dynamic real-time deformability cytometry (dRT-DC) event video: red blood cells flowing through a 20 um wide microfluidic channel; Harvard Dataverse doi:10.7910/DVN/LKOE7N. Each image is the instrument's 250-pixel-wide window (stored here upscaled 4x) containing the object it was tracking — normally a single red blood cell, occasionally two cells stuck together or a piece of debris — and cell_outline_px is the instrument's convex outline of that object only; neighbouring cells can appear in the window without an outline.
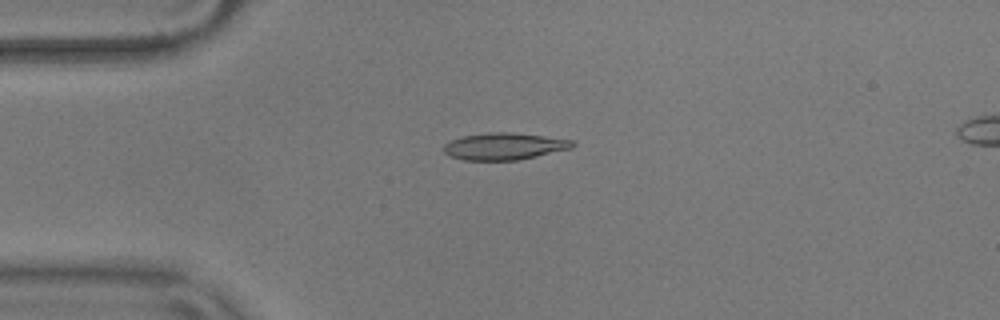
{"species": "common noctule bat (a hibernating species)", "species_latin": "Nyctalus noctula", "temperature_condition": "warm", "stored_images_in_passage": 48, "camera_frame_rate_fps": 3000, "um_per_image_px": 0.085, "animal": {"sex": "male", "body_mass_g": 17.9}, "frame": {"image": 1, "passage_image": 6, "time_ms": 1.667, "image_size_px": [1000, 320], "cell_outline_px": [[576, 144], [572, 148], [536, 156], [516, 160], [464, 160], [452, 156], [444, 152], [444, 144], [452, 140], [464, 136], [488, 132], [512, 132], [576, 140]], "centroid_in_image_um": [42.91, 12.43], "position_along_channel_um": 42.1, "area_um2": 20.11}}
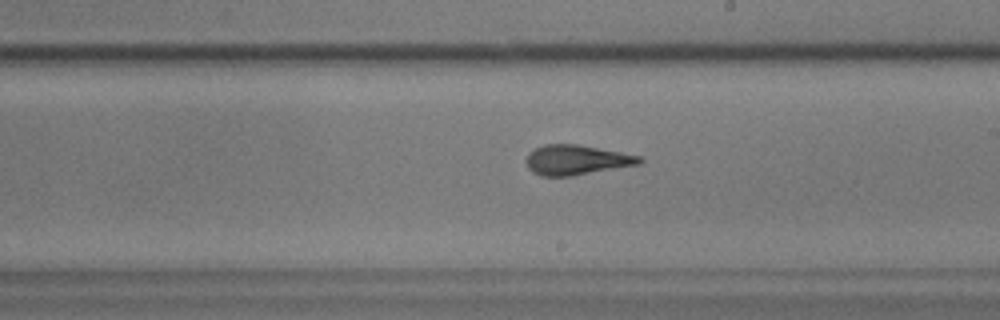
{"frame": {"image": 2, "passage_image": 24, "time_ms": 7.667, "image_size_px": [1000, 320], "cell_outline_px": [[644, 160], [640, 164], [572, 176], [540, 176], [532, 172], [528, 168], [524, 160], [528, 152], [544, 144], [576, 144], [644, 156]], "centroid_in_image_um": [48.99, 13.59], "position_along_channel_um": 240.0, "area_um2": 20.0}}
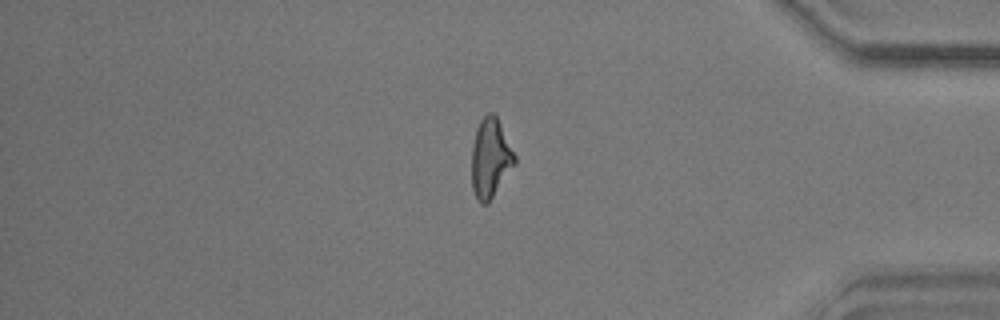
{"frame": {"image": 3, "passage_image": 39, "time_ms": 12.667, "image_size_px": [1000, 320], "cell_outline_px": [[516, 164], [488, 204], [480, 204], [472, 188], [472, 148], [476, 128], [480, 120], [488, 112], [492, 112], [496, 116], [516, 156]], "centroid_in_image_um": [41.69, 13.46], "position_along_channel_um": 393.5, "area_um2": 19.88}, "authors_computed_cell_mechanics": {"area_um2": 19.8254, "velocity_mm_per_s": 3.6327, "shape_relaxation_time_tau1_ms": 7.1826, "shape_relaxation_time_tau2_ms": 1.5441, "deformation_change_tau1": 0.2486, "deformation_change_tau2": 0.0942}}